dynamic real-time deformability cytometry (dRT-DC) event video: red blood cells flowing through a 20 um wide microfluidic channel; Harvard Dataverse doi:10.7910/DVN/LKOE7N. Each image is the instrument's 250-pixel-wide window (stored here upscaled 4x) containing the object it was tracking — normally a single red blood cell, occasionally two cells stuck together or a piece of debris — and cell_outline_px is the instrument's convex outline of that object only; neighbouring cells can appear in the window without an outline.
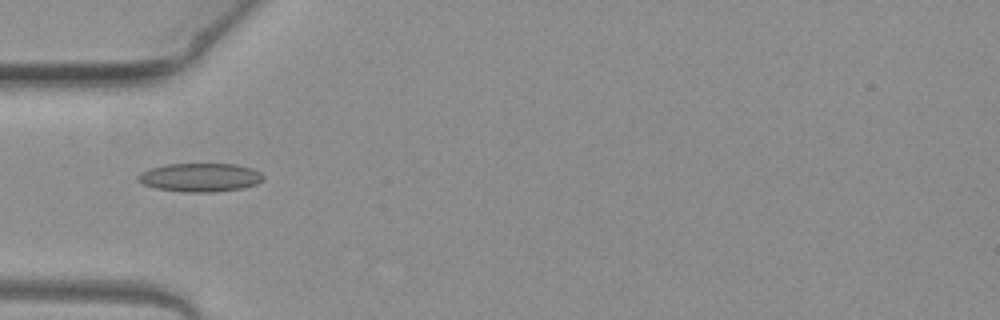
{"species": "common noctule bat (a hibernating species)", "species_latin": "Nyctalus noctula", "temperature_condition": "warm", "stored_images_in_passage": 4, "camera_frame_rate_fps": 3000, "um_per_image_px": 0.085, "animal": {"sex": "female", "body_mass_g": 19.3, "forearm_length_mm": 54.1}, "frame": {"image": 1, "passage_image": 3, "time_ms": 0.667, "image_size_px": [1000, 320], "cell_outline_px": [[264, 180], [256, 184], [240, 188], [212, 192], [184, 192], [156, 188], [144, 184], [136, 180], [136, 176], [140, 172], [148, 168], [164, 164], [236, 164], [252, 168], [260, 172], [264, 176]], "centroid_in_image_um": [16.98, 15.07], "position_along_channel_um": 68.0, "area_um2": 20.98}}
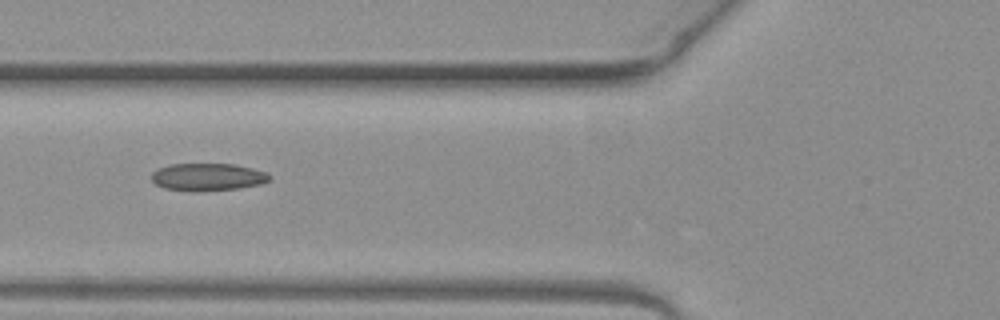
{"frame": {"image": 2, "passage_image": 4, "time_ms": 1.0, "image_size_px": [1000, 320], "cell_outline_px": [[272, 180], [260, 184], [240, 188], [196, 192], [192, 192], [164, 188], [156, 184], [152, 180], [152, 172], [156, 168], [172, 164], [236, 164], [268, 172], [272, 176]], "centroid_in_image_um": [17.69, 15.05], "position_along_channel_um": 108.1, "area_um2": 19.25}}